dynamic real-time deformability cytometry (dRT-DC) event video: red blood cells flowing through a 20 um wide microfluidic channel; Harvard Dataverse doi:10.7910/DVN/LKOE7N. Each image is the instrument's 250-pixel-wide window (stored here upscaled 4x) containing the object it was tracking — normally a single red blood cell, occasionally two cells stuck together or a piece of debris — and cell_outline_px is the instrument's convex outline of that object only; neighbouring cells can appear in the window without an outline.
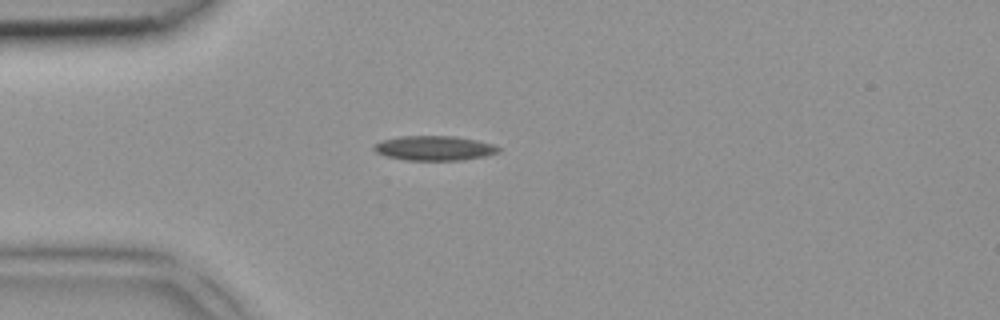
{"species": "common noctule bat (a hibernating species)", "species_latin": "Nyctalus noctula", "temperature_condition": "room temperature", "stored_images_in_passage": 1, "camera_frame_rate_fps": 3000, "um_per_image_px": 0.085, "animal": {"sex": "female", "body_mass_g": 18.4}, "frame": {"image": 1, "passage_image": 1, "time_ms": 0.0, "image_size_px": [1000, 320], "cell_outline_px": [[500, 152], [484, 156], [460, 160], [404, 160], [384, 156], [376, 152], [372, 148], [376, 144], [384, 140], [400, 136], [456, 136], [476, 140], [492, 144], [500, 148]], "centroid_in_image_um": [36.9, 12.59], "position_along_channel_um": 48.1, "area_um2": 17.8}}